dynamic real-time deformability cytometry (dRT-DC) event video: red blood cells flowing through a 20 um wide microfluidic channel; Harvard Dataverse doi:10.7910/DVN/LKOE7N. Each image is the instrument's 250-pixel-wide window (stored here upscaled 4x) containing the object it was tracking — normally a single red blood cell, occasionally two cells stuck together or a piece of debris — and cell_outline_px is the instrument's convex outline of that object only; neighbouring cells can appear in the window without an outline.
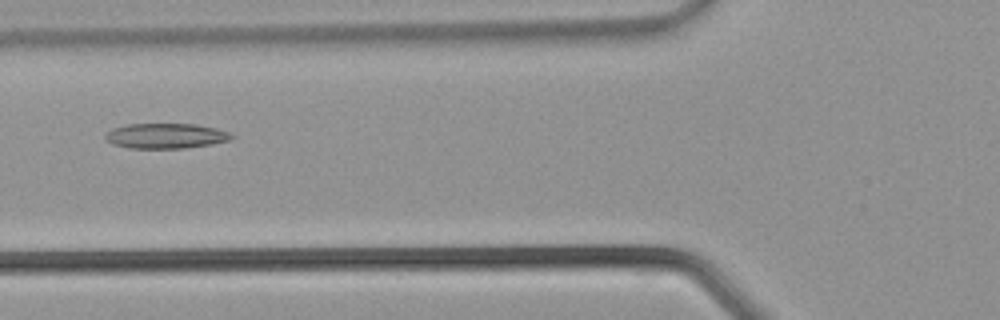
{"species": "common noctule bat (a hibernating species)", "species_latin": "Nyctalus noctula", "temperature_condition": "warm", "stored_images_in_passage": 26, "camera_frame_rate_fps": 3000, "um_per_image_px": 0.085, "animal": {"sex": "male", "body_mass_g": 21.5, "forearm_length_mm": 52.0}, "frame": {"image": 1, "passage_image": 4, "time_ms": 1.0, "image_size_px": [1000, 320], "cell_outline_px": [[236, 136], [228, 140], [212, 144], [184, 148], [132, 148], [112, 144], [104, 140], [104, 136], [112, 128], [128, 124], [196, 124], [216, 128], [228, 132]], "centroid_in_image_um": [14.07, 11.55], "position_along_channel_um": 111.7, "area_um2": 18.5}}
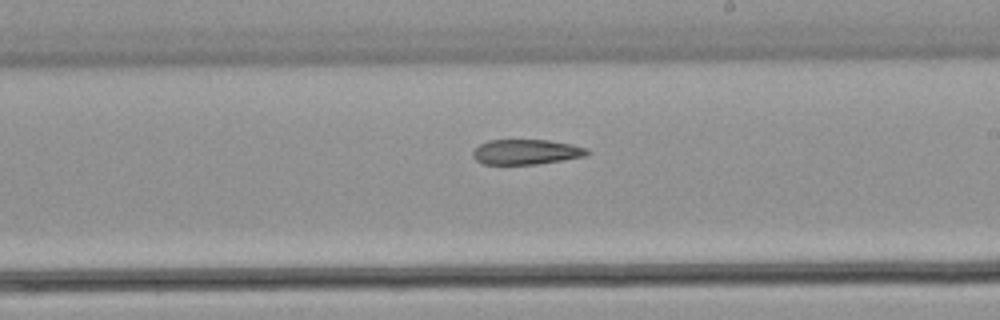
{"frame": {"image": 2, "passage_image": 11, "time_ms": 3.333, "image_size_px": [1000, 320], "cell_outline_px": [[592, 152], [588, 156], [564, 160], [536, 164], [484, 164], [476, 160], [472, 156], [472, 152], [480, 144], [488, 140], [548, 140], [572, 144], [588, 148]], "centroid_in_image_um": [44.78, 12.91], "position_along_channel_um": 244.2, "area_um2": 16.88}}
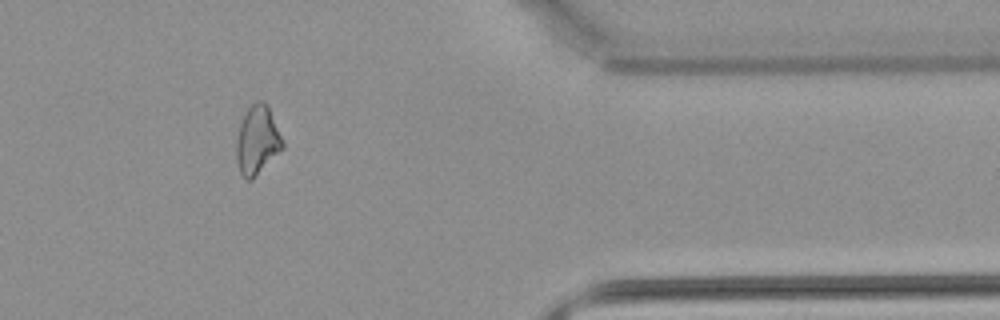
{"frame": {"image": 3, "passage_image": 20, "time_ms": 6.333, "image_size_px": [1000, 320], "cell_outline_px": [[284, 148], [252, 180], [244, 180], [240, 172], [236, 160], [236, 140], [240, 124], [248, 108], [256, 100], [264, 100], [268, 104], [284, 144]], "centroid_in_image_um": [21.87, 11.93], "position_along_channel_um": 389.5, "area_um2": 18.61}}